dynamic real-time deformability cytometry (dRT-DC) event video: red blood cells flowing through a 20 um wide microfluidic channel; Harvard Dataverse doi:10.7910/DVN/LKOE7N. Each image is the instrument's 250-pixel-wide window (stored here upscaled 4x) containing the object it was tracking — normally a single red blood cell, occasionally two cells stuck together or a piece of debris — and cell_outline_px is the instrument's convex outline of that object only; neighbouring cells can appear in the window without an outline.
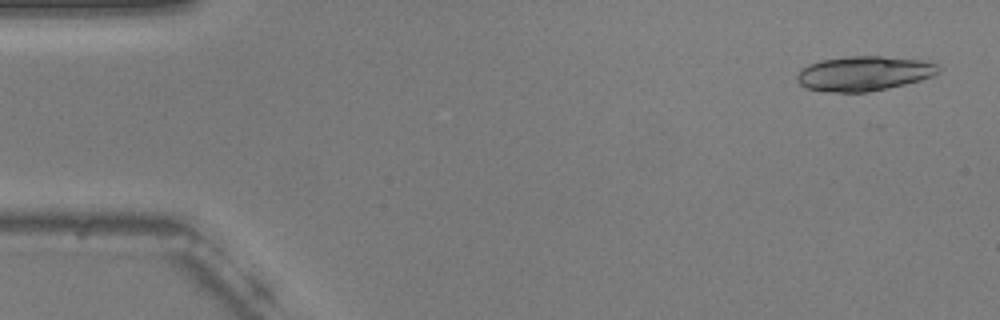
{"species": "common noctule bat (a hibernating species)", "species_latin": "Nyctalus noctula", "temperature_condition": "warm", "stored_images_in_passage": 53, "camera_frame_rate_fps": 3000, "um_per_image_px": 0.085, "animal": {"sex": "male", "body_mass_g": 20.5, "forearm_length_mm": 52.5}, "frame": {"image": 1, "passage_image": 2, "time_ms": 0.333, "image_size_px": [1000, 320], "cell_outline_px": [[940, 72], [932, 76], [920, 80], [888, 88], [868, 92], [824, 92], [804, 88], [796, 80], [796, 76], [808, 64], [820, 60], [848, 56], [880, 56], [928, 60], [936, 64], [940, 68]], "centroid_in_image_um": [73.44, 6.24], "position_along_channel_um": 11.6, "area_um2": 28.84}, "authors_computed_cell_mechanics": {"area_um2": 29.0156, "velocity_mm_per_s": 3.7267, "shape_relaxation_time_tau1_ms": 1.6808, "shape_relaxation_time_tau2_ms": 1.8951, "deformation_change_tau1": 0.3211, "deformation_change_tau2": 0.1019}}